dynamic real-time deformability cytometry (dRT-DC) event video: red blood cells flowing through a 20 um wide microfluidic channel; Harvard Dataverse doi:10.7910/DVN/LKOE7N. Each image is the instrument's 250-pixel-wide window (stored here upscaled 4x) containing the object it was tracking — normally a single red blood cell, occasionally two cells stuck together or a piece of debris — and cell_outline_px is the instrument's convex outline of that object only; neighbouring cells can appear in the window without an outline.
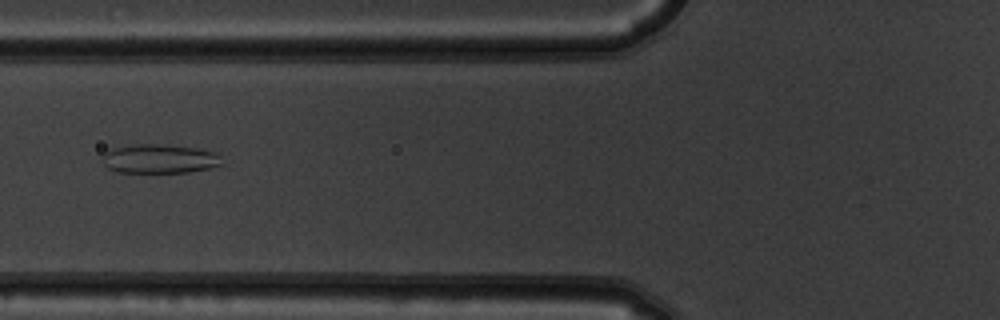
{"species": "common noctule bat (a hibernating species)", "species_latin": "Nyctalus noctula", "temperature_condition": "warm", "stored_images_in_passage": 8, "camera_frame_rate_fps": 3000, "um_per_image_px": 0.085, "animal": {"sex": "male", "body_mass_g": 19.5, "forearm_length_mm": 54.6}, "frame": {"image": 1, "passage_image": 4, "time_ms": 1.0, "image_size_px": [1000, 320], "cell_outline_px": [[228, 164], [188, 172], [120, 172], [108, 168], [104, 164], [104, 152], [108, 148], [136, 144], [168, 144], [196, 148], [216, 152]], "centroid_in_image_um": [13.62, 13.48], "position_along_channel_um": 112.2, "area_um2": 20.52}}
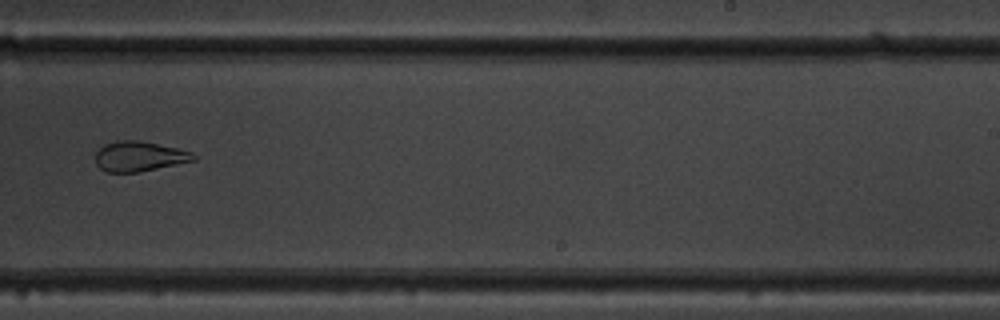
{"frame": {"image": 2, "passage_image": 8, "time_ms": 2.333, "image_size_px": [1000, 320], "cell_outline_px": [[196, 160], [140, 172], [108, 172], [100, 168], [96, 164], [96, 152], [104, 144], [116, 140], [140, 140], [176, 148], [192, 152], [196, 156]], "centroid_in_image_um": [11.83, 13.28], "position_along_channel_um": 277.2, "area_um2": 17.17}}